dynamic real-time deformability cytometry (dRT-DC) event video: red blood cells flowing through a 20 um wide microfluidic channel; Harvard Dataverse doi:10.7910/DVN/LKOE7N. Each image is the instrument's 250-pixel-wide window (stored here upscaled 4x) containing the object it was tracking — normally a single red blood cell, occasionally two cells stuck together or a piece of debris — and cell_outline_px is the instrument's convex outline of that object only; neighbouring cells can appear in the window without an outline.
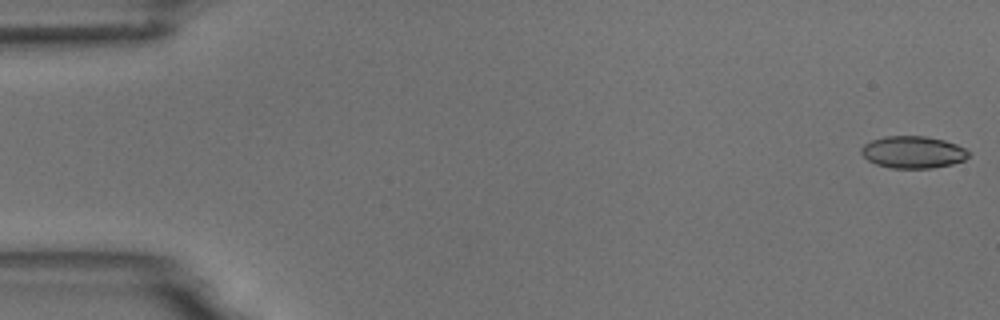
{"species": "common noctule bat (a hibernating species)", "species_latin": "Nyctalus noctula", "temperature_condition": "room temperature", "stored_images_in_passage": 7, "camera_frame_rate_fps": 3000, "um_per_image_px": 0.085, "animal": {"sex": "male", "body_mass_g": 18.8}, "frame": {"image": 1, "passage_image": 1, "time_ms": 0.0, "image_size_px": [1000, 320], "cell_outline_px": [[972, 152], [964, 160], [952, 164], [932, 168], [892, 168], [876, 164], [868, 160], [860, 152], [860, 148], [864, 144], [872, 140], [884, 136], [924, 136], [944, 140], [956, 144]], "centroid_in_image_um": [77.61, 12.93], "position_along_channel_um": 7.4, "area_um2": 20.11}}
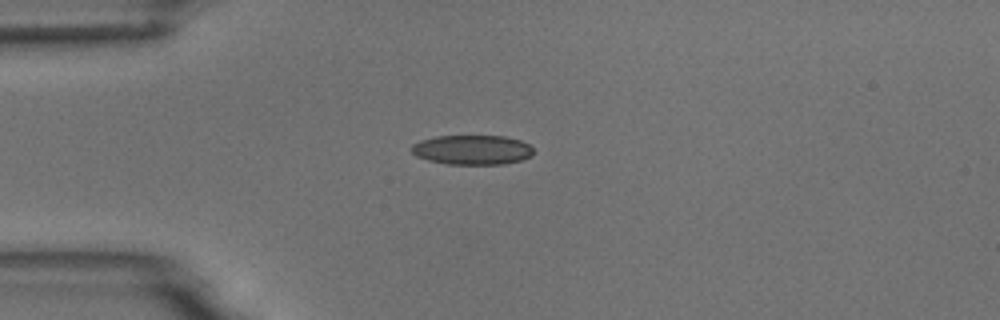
{"frame": {"image": 2, "passage_image": 5, "time_ms": 4.333, "image_size_px": [1000, 320], "cell_outline_px": [[532, 156], [520, 160], [504, 164], [448, 164], [428, 160], [416, 156], [412, 152], [412, 144], [420, 140], [436, 136], [504, 136], [520, 140], [528, 144], [532, 148]], "centroid_in_image_um": [40.12, 12.73], "position_along_channel_um": 44.9, "area_um2": 20.98}}
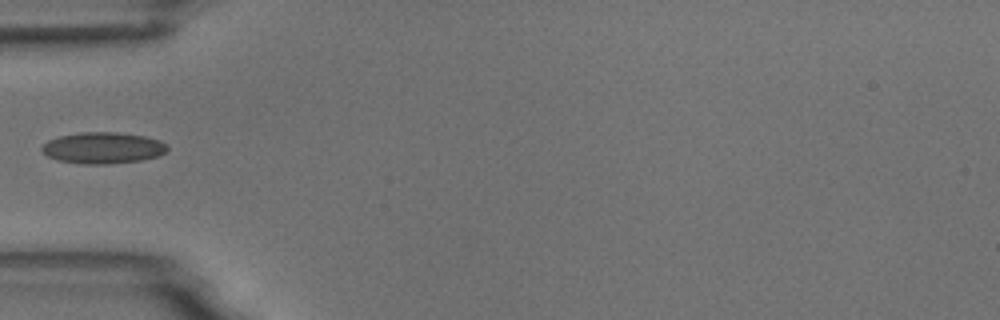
{"frame": {"image": 3, "passage_image": 6, "time_ms": 5.667, "image_size_px": [1000, 320], "cell_outline_px": [[168, 148], [160, 156], [140, 160], [108, 164], [80, 164], [56, 160], [48, 156], [40, 148], [48, 140], [60, 136], [80, 132], [116, 132], [144, 136], [160, 140]], "centroid_in_image_um": [8.73, 12.57], "position_along_channel_um": 76.3, "area_um2": 22.89}}